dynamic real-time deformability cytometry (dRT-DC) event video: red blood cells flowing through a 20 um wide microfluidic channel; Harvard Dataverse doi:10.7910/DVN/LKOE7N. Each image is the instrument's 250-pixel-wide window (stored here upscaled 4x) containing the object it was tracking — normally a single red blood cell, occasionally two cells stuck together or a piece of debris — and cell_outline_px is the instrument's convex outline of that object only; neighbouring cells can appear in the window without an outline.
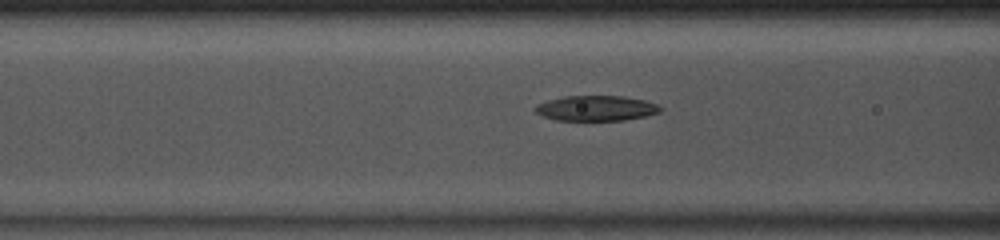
{"species": "common noctule bat (a hibernating species)", "species_latin": "Nyctalus noctula", "temperature_condition": "room temperature", "stored_images_in_passage": 47, "camera_frame_rate_fps": 3000, "um_per_image_px": 0.085, "animal": {"sex": "male", "body_mass_g": 13.0, "forearm_length_mm": 53.1}, "frame": {"image": 1, "passage_image": 18, "time_ms": 5.667, "image_size_px": [1000, 240], "cell_outline_px": [[664, 108], [660, 112], [644, 116], [624, 120], [556, 120], [544, 116], [536, 112], [532, 108], [536, 104], [548, 100], [564, 96], [624, 96], [644, 100], [656, 104]], "centroid_in_image_um": [50.66, 9.19], "position_along_channel_um": 115.9, "area_um2": 18.38}}
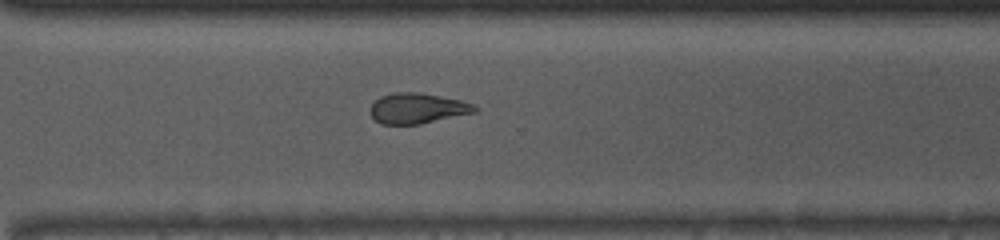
{"frame": {"image": 2, "passage_image": 34, "time_ms": 11.0, "image_size_px": [1000, 240], "cell_outline_px": [[480, 108], [476, 112], [420, 124], [380, 124], [368, 112], [372, 104], [380, 96], [396, 92], [420, 92], [460, 100], [472, 104]], "centroid_in_image_um": [35.47, 9.21], "position_along_channel_um": 335.1, "area_um2": 18.55}}
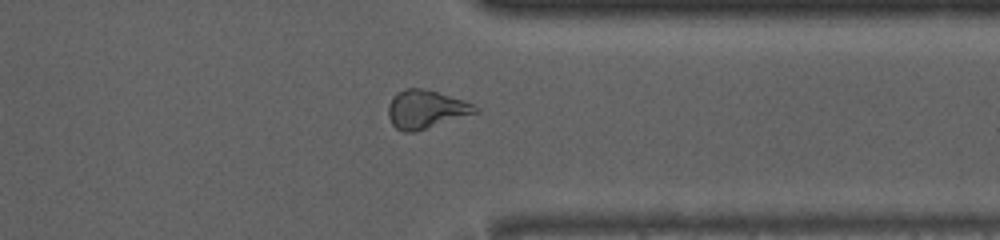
{"frame": {"image": 3, "passage_image": 37, "time_ms": 12.0, "image_size_px": [1000, 240], "cell_outline_px": [[480, 112], [416, 132], [404, 132], [396, 128], [392, 124], [388, 116], [388, 104], [392, 96], [404, 88], [420, 88], [436, 92], [464, 100], [480, 108]], "centroid_in_image_um": [36.2, 9.3], "position_along_channel_um": 375.2, "area_um2": 19.59}, "authors_computed_cell_mechanics": {"area_um2": 19.7676, "velocity_mm_per_s": 4.1081, "shape_relaxation_time_tau1_ms": null, "shape_relaxation_time_tau2_ms": 2.7131, "deformation_change_tau1": null, "deformation_change_tau2": 0.108}}